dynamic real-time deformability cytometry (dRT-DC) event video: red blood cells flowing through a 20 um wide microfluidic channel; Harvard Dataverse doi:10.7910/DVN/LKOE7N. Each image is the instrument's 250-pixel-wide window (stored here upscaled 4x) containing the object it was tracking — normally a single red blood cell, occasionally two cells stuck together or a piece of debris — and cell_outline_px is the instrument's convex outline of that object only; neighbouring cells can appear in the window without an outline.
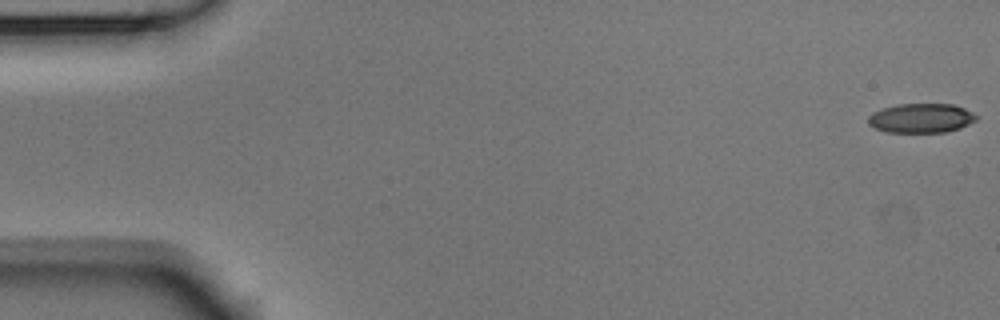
{"species": "Egyptian fruit bat (a non-hibernating species)", "species_latin": "Rousettus aegyptiacus", "temperature_condition": "room temperature", "stored_images_in_passage": 53, "camera_frame_rate_fps": 3000, "um_per_image_px": 0.085, "animal": {"sex": "male"}, "frame": {"image": 1, "passage_image": 1, "time_ms": 0.0, "image_size_px": [1000, 320], "cell_outline_px": [[976, 120], [960, 128], [948, 132], [888, 132], [876, 128], [868, 124], [868, 116], [872, 112], [896, 104], [952, 104], [964, 108], [972, 112], [976, 116]], "centroid_in_image_um": [78.28, 10.04], "position_along_channel_um": 6.7, "area_um2": 18.44}}
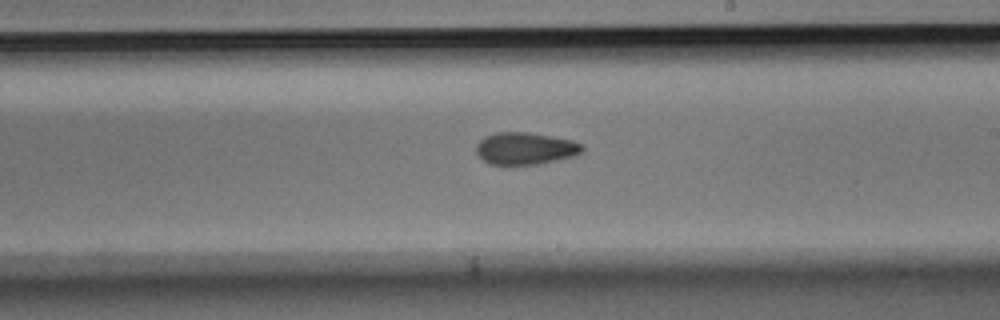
{"frame": {"image": 2, "passage_image": 31, "time_ms": 10.0, "image_size_px": [1000, 320], "cell_outline_px": [[584, 152], [576, 156], [540, 164], [488, 164], [476, 152], [476, 144], [484, 136], [496, 132], [528, 132], [552, 136], [572, 140], [584, 144]], "centroid_in_image_um": [44.7, 12.61], "position_along_channel_um": 244.3, "area_um2": 20.11}}
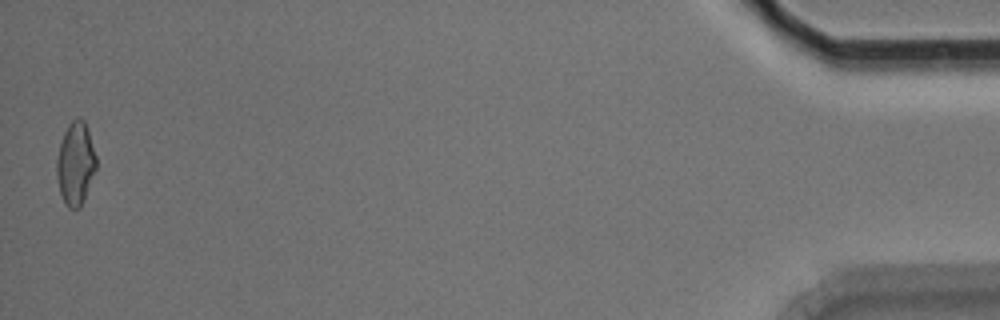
{"frame": {"image": 3, "passage_image": 53, "time_ms": 17.333, "image_size_px": [1000, 320], "cell_outline_px": [[96, 168], [84, 200], [80, 208], [68, 208], [64, 204], [60, 192], [56, 176], [56, 160], [60, 144], [64, 132], [68, 124], [76, 116], [80, 116], [84, 120], [96, 156]], "centroid_in_image_um": [6.4, 13.9], "position_along_channel_um": 428.8, "area_um2": 19.13}, "authors_computed_cell_mechanics": {"area_um2": 19.5364, "velocity_mm_per_s": 3.7828, "shape_relaxation_time_tau1_ms": 5.4697, "shape_relaxation_time_tau2_ms": 3.685, "deformation_change_tau1": 0.1279, "deformation_change_tau2": 0.0876}}